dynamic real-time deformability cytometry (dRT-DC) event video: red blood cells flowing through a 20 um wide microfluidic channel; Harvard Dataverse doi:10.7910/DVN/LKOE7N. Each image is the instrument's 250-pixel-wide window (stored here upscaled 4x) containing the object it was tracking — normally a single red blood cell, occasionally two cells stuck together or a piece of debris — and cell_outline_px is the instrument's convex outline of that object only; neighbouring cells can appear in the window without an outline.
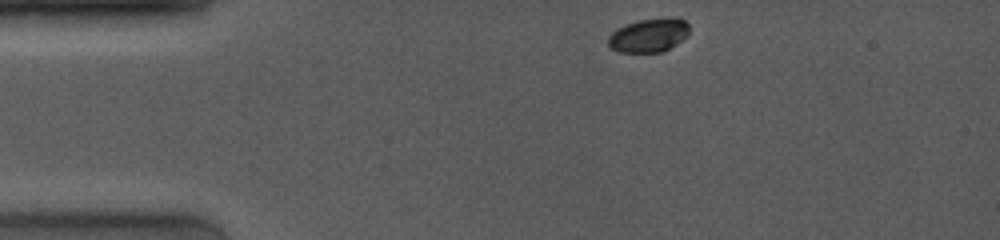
{"species": "common noctule bat (a hibernating species)", "species_latin": "Nyctalus noctula", "temperature_condition": "room temperature", "stored_images_in_passage": 6, "camera_frame_rate_fps": 4000, "um_per_image_px": 0.085, "animal": {"sex": "female", "body_mass_g": 19.0, "forearm_length_mm": 53.3}, "frame": {"image": 1, "passage_image": 1, "time_ms": 0.0, "image_size_px": [1000, 240], "cell_outline_px": [[688, 36], [664, 52], [620, 52], [612, 48], [608, 44], [608, 36], [616, 28], [636, 20], [668, 16], [672, 16], [684, 20], [688, 24]], "centroid_in_image_um": [55.16, 2.97], "position_along_channel_um": 29.8, "area_um2": 16.24}}
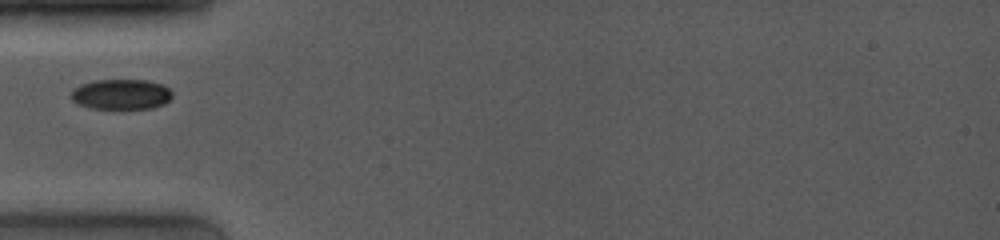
{"frame": {"image": 2, "passage_image": 4, "time_ms": 2.5, "image_size_px": [1000, 240], "cell_outline_px": [[172, 96], [164, 104], [152, 108], [92, 108], [80, 104], [72, 100], [72, 92], [80, 84], [96, 80], [148, 80], [160, 84], [168, 88], [172, 92]], "centroid_in_image_um": [10.32, 8.01], "position_along_channel_um": 74.7, "area_um2": 17.57}}
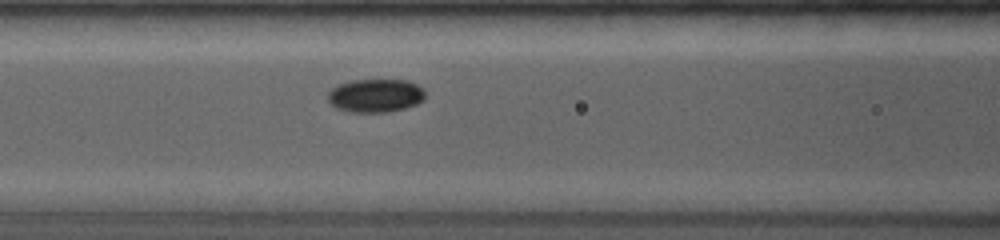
{"frame": {"image": 3, "passage_image": 6, "time_ms": 4.0, "image_size_px": [1000, 240], "cell_outline_px": [[424, 100], [416, 104], [404, 108], [388, 112], [352, 112], [336, 108], [328, 100], [328, 92], [332, 88], [340, 84], [352, 80], [408, 80], [416, 84], [424, 92]], "centroid_in_image_um": [31.9, 8.12], "position_along_channel_um": 134.7, "area_um2": 18.79}}